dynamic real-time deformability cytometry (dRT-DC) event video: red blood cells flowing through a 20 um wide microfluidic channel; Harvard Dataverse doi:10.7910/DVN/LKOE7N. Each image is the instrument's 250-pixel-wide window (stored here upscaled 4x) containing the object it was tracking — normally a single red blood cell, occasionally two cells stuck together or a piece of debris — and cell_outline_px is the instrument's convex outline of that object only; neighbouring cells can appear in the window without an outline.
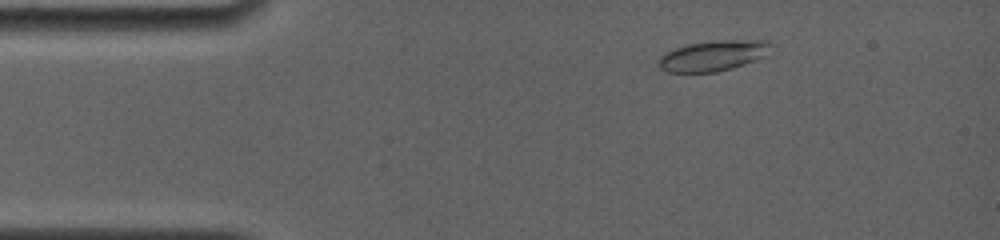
{"species": "common noctule bat (a hibernating species)", "species_latin": "Nyctalus noctula", "temperature_condition": "room temperature", "stored_images_in_passage": 62, "camera_frame_rate_fps": 4000, "um_per_image_px": 0.085, "animal": {"sex": "female", "body_mass_g": 19.0, "forearm_length_mm": 56.7}, "frame": {"image": 1, "passage_image": 10, "time_ms": 1.75, "image_size_px": [1000, 240], "cell_outline_px": [[772, 44], [764, 56], [744, 64], [732, 68], [716, 72], [664, 72], [660, 68], [656, 60], [664, 52], [688, 44], [712, 40], [768, 40]], "centroid_in_image_um": [60.56, 4.73], "position_along_channel_um": 24.4, "area_um2": 20.06}}
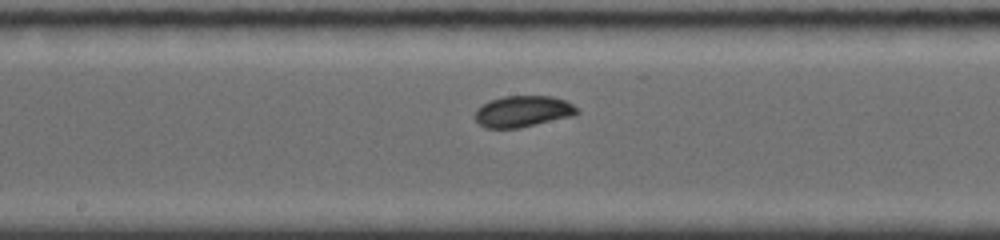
{"frame": {"image": 2, "passage_image": 38, "time_ms": 8.0, "image_size_px": [1000, 240], "cell_outline_px": [[580, 112], [572, 116], [520, 128], [484, 128], [476, 120], [476, 108], [488, 100], [504, 96], [552, 96], [564, 100], [572, 104]], "centroid_in_image_um": [44.42, 9.46], "position_along_channel_um": 203.8, "area_um2": 18.61}}
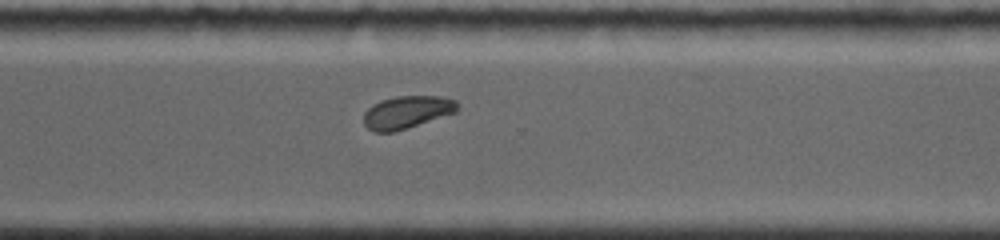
{"frame": {"image": 3, "passage_image": 62, "time_ms": 11.5, "image_size_px": [1000, 240], "cell_outline_px": [[460, 104], [456, 112], [392, 132], [376, 132], [368, 128], [364, 124], [364, 112], [372, 104], [380, 100], [396, 96], [440, 96], [456, 100]], "centroid_in_image_um": [34.58, 9.51], "position_along_channel_um": 336.0, "area_um2": 17.69}}